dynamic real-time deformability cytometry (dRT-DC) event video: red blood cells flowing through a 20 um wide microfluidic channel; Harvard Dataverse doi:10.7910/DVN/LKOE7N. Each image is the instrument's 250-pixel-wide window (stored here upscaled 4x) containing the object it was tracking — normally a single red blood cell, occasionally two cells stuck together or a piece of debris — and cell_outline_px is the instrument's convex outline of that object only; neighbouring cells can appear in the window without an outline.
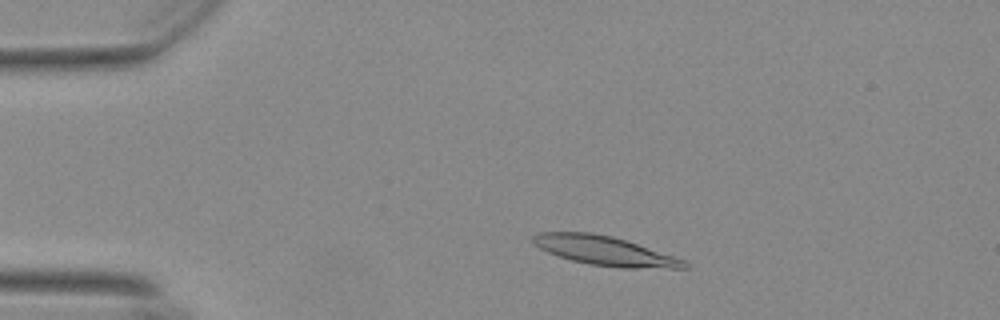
{"species": "Egyptian fruit bat (a non-hibernating species)", "species_latin": "Rousettus aegyptiacus", "temperature_condition": "warm", "stored_images_in_passage": 51, "camera_frame_rate_fps": 3000, "um_per_image_px": 0.085, "animal": {"sex": "female"}, "frame": {"image": 1, "passage_image": 7, "time_ms": 2.0, "image_size_px": [1000, 320], "cell_outline_px": [[692, 268], [620, 268], [588, 264], [572, 260], [548, 252], [540, 248], [532, 240], [532, 236], [536, 232], [592, 232], [612, 236], [684, 260], [692, 264]], "centroid_in_image_um": [51.41, 21.32], "position_along_channel_um": 33.6, "area_um2": 25.55}}
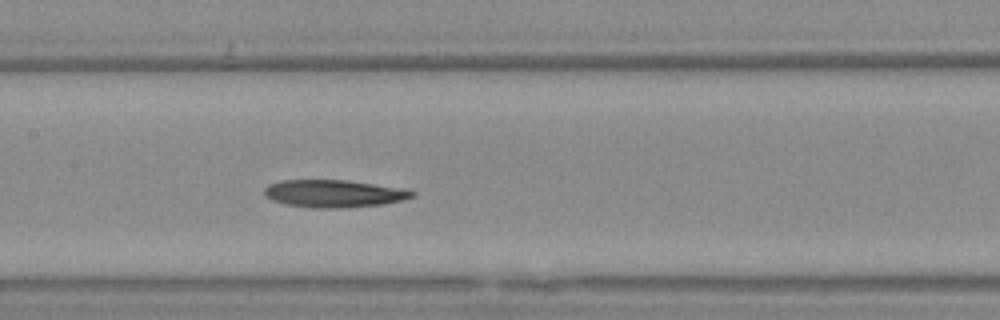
{"frame": {"image": 2, "passage_image": 23, "time_ms": 7.333, "image_size_px": [1000, 320], "cell_outline_px": [[416, 196], [384, 204], [348, 208], [312, 208], [284, 204], [272, 200], [264, 196], [264, 188], [268, 184], [280, 180], [344, 180], [404, 188], [416, 192]], "centroid_in_image_um": [28.36, 16.46], "position_along_channel_um": 179.0, "area_um2": 23.93}}
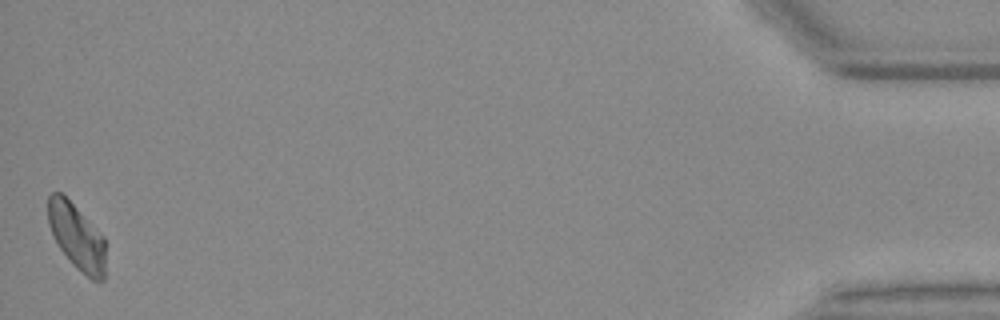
{"frame": {"image": 3, "passage_image": 51, "time_ms": 16.667, "image_size_px": [1000, 320], "cell_outline_px": [[104, 280], [92, 280], [76, 268], [72, 264], [60, 248], [48, 224], [48, 196], [52, 192], [60, 192], [104, 236]], "centroid_in_image_um": [6.51, 20.13], "position_along_channel_um": 428.7, "area_um2": 21.56}, "authors_computed_cell_mechanics": {"area_um2": 23.698, "velocity_mm_per_s": 3.6637, "shape_relaxation_time_tau1_ms": null, "shape_relaxation_time_tau2_ms": 3.2549, "deformation_change_tau1": null, "deformation_change_tau2": 0.1181}}